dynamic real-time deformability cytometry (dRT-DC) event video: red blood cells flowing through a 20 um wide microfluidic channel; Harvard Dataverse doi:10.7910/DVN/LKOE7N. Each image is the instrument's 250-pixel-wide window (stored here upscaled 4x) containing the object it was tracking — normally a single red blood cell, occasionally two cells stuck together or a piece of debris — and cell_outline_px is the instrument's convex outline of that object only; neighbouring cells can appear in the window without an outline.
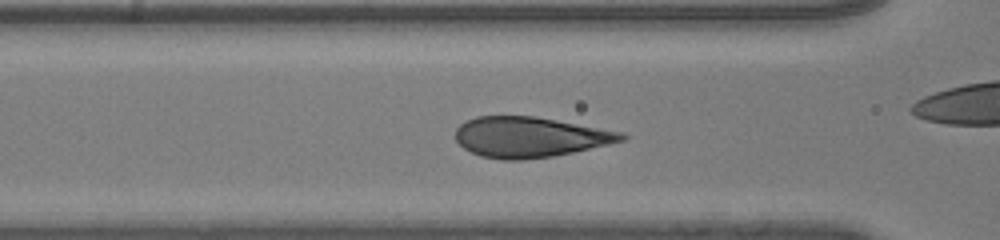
{"species": "human", "species_latin": "Homo sapiens", "temperature_condition": "room temperature", "stored_images_in_passage": 41, "camera_frame_rate_fps": 3000, "um_per_image_px": 0.085, "donor": {"sex": "male"}, "frame": {"image": 1, "passage_image": 19, "time_ms": 6.0, "image_size_px": [1000, 240], "cell_outline_px": [[628, 136], [624, 140], [608, 144], [572, 152], [552, 156], [524, 160], [500, 160], [480, 156], [464, 148], [456, 140], [456, 128], [460, 124], [476, 116], [532, 116], [556, 120], [624, 132]], "centroid_in_image_um": [45.02, 11.65], "position_along_channel_um": 121.6, "area_um2": 38.9}}
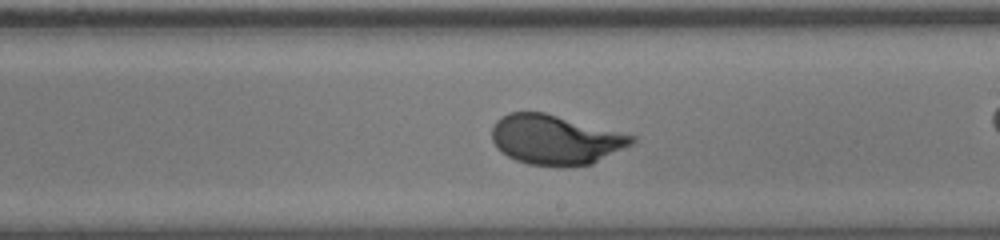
{"frame": {"image": 2, "passage_image": 28, "time_ms": 9.0, "image_size_px": [1000, 240], "cell_outline_px": [[636, 140], [632, 144], [592, 164], [564, 168], [560, 168], [528, 164], [516, 160], [508, 156], [496, 148], [492, 140], [492, 128], [496, 120], [500, 116], [508, 112], [544, 112], [636, 136]], "centroid_in_image_um": [47.19, 11.89], "position_along_channel_um": 241.8, "area_um2": 40.81}}
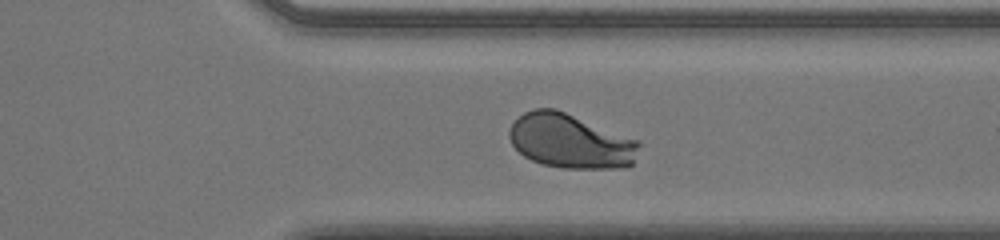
{"frame": {"image": 3, "passage_image": 37, "time_ms": 12.0, "image_size_px": [1000, 240], "cell_outline_px": [[640, 144], [632, 164], [628, 168], [564, 168], [544, 164], [532, 160], [524, 156], [512, 144], [508, 136], [508, 132], [512, 124], [524, 112], [532, 108], [556, 108], [640, 140]], "centroid_in_image_um": [48.51, 11.98], "position_along_channel_um": 362.9, "area_um2": 41.33}}